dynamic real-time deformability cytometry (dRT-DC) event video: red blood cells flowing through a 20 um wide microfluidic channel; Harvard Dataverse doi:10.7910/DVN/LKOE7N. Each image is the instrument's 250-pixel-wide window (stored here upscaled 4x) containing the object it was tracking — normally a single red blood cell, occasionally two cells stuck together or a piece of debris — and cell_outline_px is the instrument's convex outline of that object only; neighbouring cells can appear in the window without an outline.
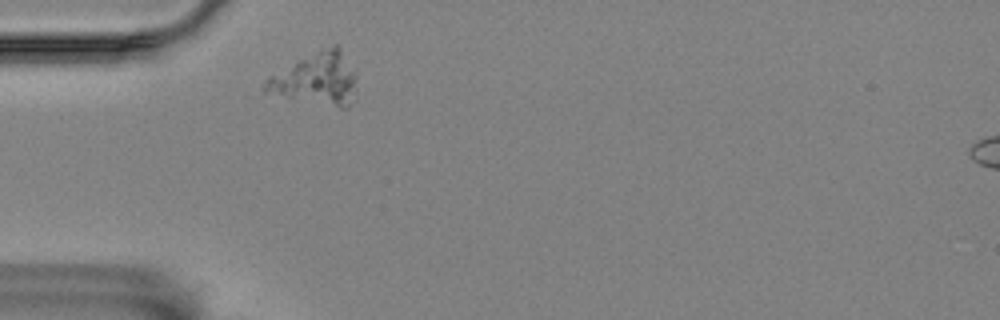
{"species": "Egyptian fruit bat (a non-hibernating species)", "species_latin": "Rousettus aegyptiacus", "temperature_condition": "room temperature", "stored_images_in_passage": 1, "camera_frame_rate_fps": 3000, "um_per_image_px": 0.085, "animal": {"sex": "female"}, "frame": {"image": 1, "passage_image": 1, "time_ms": 0.0, "image_size_px": [1000, 320], "cell_outline_px": [[356, 92], [348, 108], [340, 108], [264, 92], [260, 88], [264, 80], [268, 76], [300, 60], [336, 44], [340, 48], [356, 76]], "centroid_in_image_um": [26.89, 6.76], "position_along_channel_um": 58.1, "area_um2": 27.11}}